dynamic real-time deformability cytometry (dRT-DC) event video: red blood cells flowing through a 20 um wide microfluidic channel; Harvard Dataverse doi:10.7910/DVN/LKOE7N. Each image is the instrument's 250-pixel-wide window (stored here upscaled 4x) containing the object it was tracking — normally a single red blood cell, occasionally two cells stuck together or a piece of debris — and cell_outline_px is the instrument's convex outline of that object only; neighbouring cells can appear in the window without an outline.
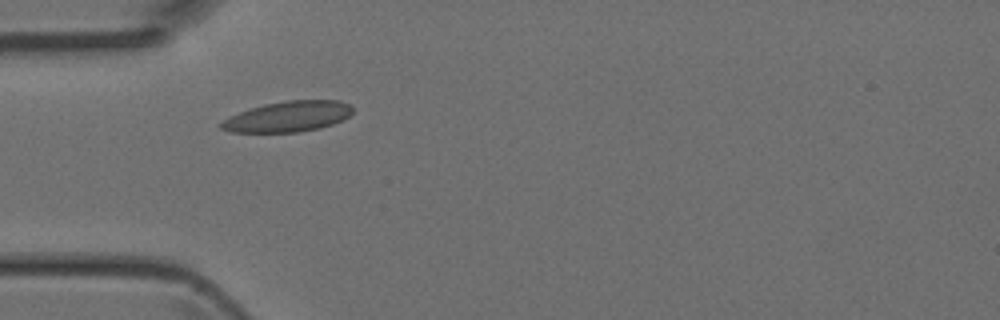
{"species": "Egyptian fruit bat (a non-hibernating species)", "species_latin": "Rousettus aegyptiacus", "temperature_condition": "room temperature", "stored_images_in_passage": 34, "camera_frame_rate_fps": 3000, "um_per_image_px": 0.085, "animal": {"sex": "female"}, "frame": {"image": 1, "passage_image": 1, "time_ms": 0.0, "image_size_px": [1000, 320], "cell_outline_px": [[352, 112], [348, 116], [332, 124], [320, 128], [296, 132], [232, 132], [220, 128], [220, 124], [228, 116], [264, 104], [288, 100], [340, 100], [352, 104]], "centroid_in_image_um": [24.49, 9.9], "position_along_channel_um": 60.5, "area_um2": 23.29}}
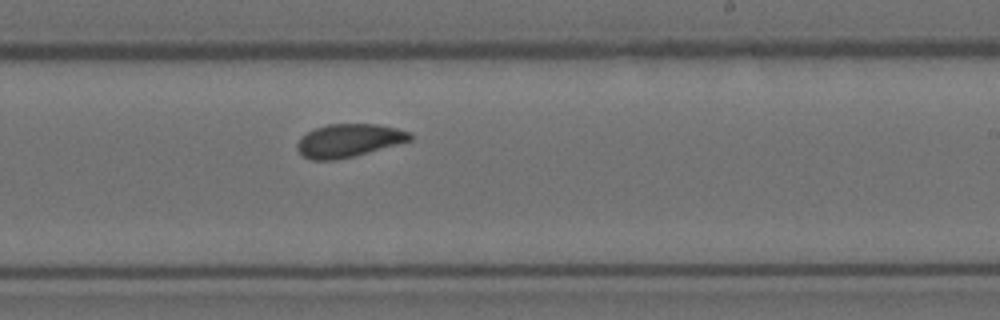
{"frame": {"image": 2, "passage_image": 15, "time_ms": 4.667, "image_size_px": [1000, 320], "cell_outline_px": [[412, 140], [352, 156], [336, 160], [312, 160], [300, 156], [296, 148], [296, 144], [300, 136], [316, 128], [328, 124], [376, 124], [396, 128], [412, 132]], "centroid_in_image_um": [29.6, 11.94], "position_along_channel_um": 259.4, "area_um2": 21.79}}
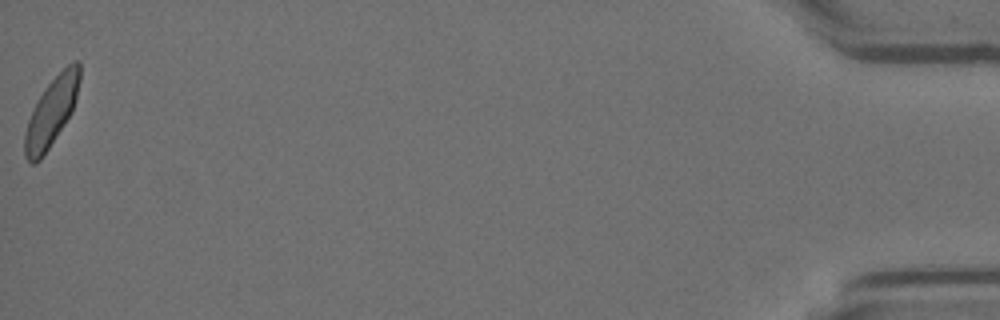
{"frame": {"image": 3, "passage_image": 34, "time_ms": 11.0, "image_size_px": [1000, 320], "cell_outline_px": [[80, 80], [76, 100], [72, 112], [40, 160], [36, 164], [32, 164], [24, 156], [24, 132], [28, 120], [44, 88], [68, 64], [76, 60], [80, 64]], "centroid_in_image_um": [4.37, 9.53], "position_along_channel_um": 430.8, "area_um2": 21.56}}